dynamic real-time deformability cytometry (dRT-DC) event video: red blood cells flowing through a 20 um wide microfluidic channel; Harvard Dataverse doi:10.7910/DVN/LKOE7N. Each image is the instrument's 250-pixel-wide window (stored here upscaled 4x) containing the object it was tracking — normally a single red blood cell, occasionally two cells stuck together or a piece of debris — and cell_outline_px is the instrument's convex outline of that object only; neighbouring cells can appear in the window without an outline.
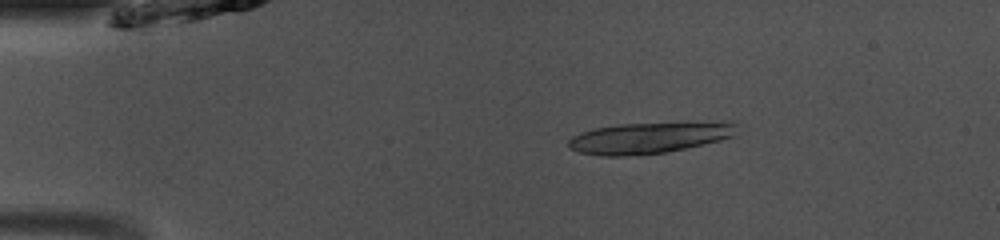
{"species": "common noctule bat (a hibernating species)", "species_latin": "Nyctalus noctula", "temperature_condition": "room temperature", "stored_images_in_passage": 40, "segment_of_instrument_passage": [1, 2], "camera_frame_rate_fps": 3000, "um_per_image_px": 0.085, "animal": {"sex": "male", "body_mass_g": 13.0, "forearm_length_mm": 53.1}, "frame": {"image": 1, "passage_image": 1, "time_ms": 0.0, "image_size_px": [1000, 240], "cell_outline_px": [[744, 132], [740, 136], [704, 144], [664, 152], [624, 156], [600, 156], [580, 152], [572, 148], [568, 144], [568, 140], [572, 136], [580, 132], [596, 128], [620, 124], [728, 120], [732, 120], [744, 124]], "centroid_in_image_um": [55.48, 11.66], "position_along_channel_um": 29.5, "area_um2": 31.91}}